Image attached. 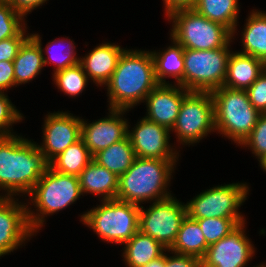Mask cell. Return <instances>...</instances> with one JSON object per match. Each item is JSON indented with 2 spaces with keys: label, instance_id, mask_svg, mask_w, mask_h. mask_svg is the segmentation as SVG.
Here are the masks:
<instances>
[{
  "label": "cell",
  "instance_id": "6da1fadb",
  "mask_svg": "<svg viewBox=\"0 0 266 267\" xmlns=\"http://www.w3.org/2000/svg\"><path fill=\"white\" fill-rule=\"evenodd\" d=\"M17 136L0 137V190L6 197L30 194L49 166L38 144Z\"/></svg>",
  "mask_w": 266,
  "mask_h": 267
},
{
  "label": "cell",
  "instance_id": "7a4b0ae2",
  "mask_svg": "<svg viewBox=\"0 0 266 267\" xmlns=\"http://www.w3.org/2000/svg\"><path fill=\"white\" fill-rule=\"evenodd\" d=\"M152 53L125 50L110 80L105 84L109 96V109L128 111L158 85Z\"/></svg>",
  "mask_w": 266,
  "mask_h": 267
},
{
  "label": "cell",
  "instance_id": "3957f363",
  "mask_svg": "<svg viewBox=\"0 0 266 267\" xmlns=\"http://www.w3.org/2000/svg\"><path fill=\"white\" fill-rule=\"evenodd\" d=\"M176 159L136 157L131 167L119 177L117 199L136 205L171 196L167 191Z\"/></svg>",
  "mask_w": 266,
  "mask_h": 267
},
{
  "label": "cell",
  "instance_id": "277c9868",
  "mask_svg": "<svg viewBox=\"0 0 266 267\" xmlns=\"http://www.w3.org/2000/svg\"><path fill=\"white\" fill-rule=\"evenodd\" d=\"M81 195L79 176L62 174L48 166L29 194L36 210L40 211V214L34 213L27 207V219L31 230L34 233L38 232L37 229L43 226L45 215H52L68 207Z\"/></svg>",
  "mask_w": 266,
  "mask_h": 267
},
{
  "label": "cell",
  "instance_id": "5b68a950",
  "mask_svg": "<svg viewBox=\"0 0 266 267\" xmlns=\"http://www.w3.org/2000/svg\"><path fill=\"white\" fill-rule=\"evenodd\" d=\"M215 129L238 145L250 135L261 113L250 102L246 90L225 86L211 91Z\"/></svg>",
  "mask_w": 266,
  "mask_h": 267
},
{
  "label": "cell",
  "instance_id": "8992f818",
  "mask_svg": "<svg viewBox=\"0 0 266 267\" xmlns=\"http://www.w3.org/2000/svg\"><path fill=\"white\" fill-rule=\"evenodd\" d=\"M167 17L174 23L171 39L184 49L211 50L229 47L232 42L233 35L228 28L200 15L193 8L175 10Z\"/></svg>",
  "mask_w": 266,
  "mask_h": 267
},
{
  "label": "cell",
  "instance_id": "52a82bcc",
  "mask_svg": "<svg viewBox=\"0 0 266 267\" xmlns=\"http://www.w3.org/2000/svg\"><path fill=\"white\" fill-rule=\"evenodd\" d=\"M139 214V205L111 199L81 215V221L99 238L124 245L139 231Z\"/></svg>",
  "mask_w": 266,
  "mask_h": 267
},
{
  "label": "cell",
  "instance_id": "ba28073f",
  "mask_svg": "<svg viewBox=\"0 0 266 267\" xmlns=\"http://www.w3.org/2000/svg\"><path fill=\"white\" fill-rule=\"evenodd\" d=\"M231 52L228 47L211 50L184 49L183 88L211 92L223 86Z\"/></svg>",
  "mask_w": 266,
  "mask_h": 267
},
{
  "label": "cell",
  "instance_id": "9c48e42d",
  "mask_svg": "<svg viewBox=\"0 0 266 267\" xmlns=\"http://www.w3.org/2000/svg\"><path fill=\"white\" fill-rule=\"evenodd\" d=\"M170 131H174L182 144L199 142L215 129L214 101L211 92L191 91L180 107L178 117Z\"/></svg>",
  "mask_w": 266,
  "mask_h": 267
},
{
  "label": "cell",
  "instance_id": "30bf717a",
  "mask_svg": "<svg viewBox=\"0 0 266 267\" xmlns=\"http://www.w3.org/2000/svg\"><path fill=\"white\" fill-rule=\"evenodd\" d=\"M249 188L244 183L219 185L207 189L186 203L191 219L243 218L238 207L247 199Z\"/></svg>",
  "mask_w": 266,
  "mask_h": 267
},
{
  "label": "cell",
  "instance_id": "8fae6325",
  "mask_svg": "<svg viewBox=\"0 0 266 267\" xmlns=\"http://www.w3.org/2000/svg\"><path fill=\"white\" fill-rule=\"evenodd\" d=\"M186 216V204L171 195L153 202L146 211L143 206L140 207L139 231L151 236L169 250Z\"/></svg>",
  "mask_w": 266,
  "mask_h": 267
},
{
  "label": "cell",
  "instance_id": "7c38bea8",
  "mask_svg": "<svg viewBox=\"0 0 266 267\" xmlns=\"http://www.w3.org/2000/svg\"><path fill=\"white\" fill-rule=\"evenodd\" d=\"M244 224L208 246L201 259V267H245L252 259L255 249L245 234Z\"/></svg>",
  "mask_w": 266,
  "mask_h": 267
},
{
  "label": "cell",
  "instance_id": "4fadbf2b",
  "mask_svg": "<svg viewBox=\"0 0 266 267\" xmlns=\"http://www.w3.org/2000/svg\"><path fill=\"white\" fill-rule=\"evenodd\" d=\"M81 125L82 119L67 112L47 114L43 145H38V148L48 163L81 138Z\"/></svg>",
  "mask_w": 266,
  "mask_h": 267
},
{
  "label": "cell",
  "instance_id": "5bb4252c",
  "mask_svg": "<svg viewBox=\"0 0 266 267\" xmlns=\"http://www.w3.org/2000/svg\"><path fill=\"white\" fill-rule=\"evenodd\" d=\"M27 205L13 197H0V254L6 255L18 249L34 235L27 219ZM28 238V239H27Z\"/></svg>",
  "mask_w": 266,
  "mask_h": 267
},
{
  "label": "cell",
  "instance_id": "9a60e30c",
  "mask_svg": "<svg viewBox=\"0 0 266 267\" xmlns=\"http://www.w3.org/2000/svg\"><path fill=\"white\" fill-rule=\"evenodd\" d=\"M170 130L145 117L137 122L133 130L128 129L136 157L151 159H177L179 155L169 144ZM171 146V147H170Z\"/></svg>",
  "mask_w": 266,
  "mask_h": 267
},
{
  "label": "cell",
  "instance_id": "2e32d148",
  "mask_svg": "<svg viewBox=\"0 0 266 267\" xmlns=\"http://www.w3.org/2000/svg\"><path fill=\"white\" fill-rule=\"evenodd\" d=\"M124 112L126 110L109 109L108 117L88 124L82 119L81 138L92 156L127 137L129 125L127 119L122 118Z\"/></svg>",
  "mask_w": 266,
  "mask_h": 267
},
{
  "label": "cell",
  "instance_id": "e0dca14e",
  "mask_svg": "<svg viewBox=\"0 0 266 267\" xmlns=\"http://www.w3.org/2000/svg\"><path fill=\"white\" fill-rule=\"evenodd\" d=\"M191 91L186 90L181 85L158 84L147 96V116L146 119L162 125L169 130L175 124L183 99Z\"/></svg>",
  "mask_w": 266,
  "mask_h": 267
},
{
  "label": "cell",
  "instance_id": "ac0fdd59",
  "mask_svg": "<svg viewBox=\"0 0 266 267\" xmlns=\"http://www.w3.org/2000/svg\"><path fill=\"white\" fill-rule=\"evenodd\" d=\"M124 51L125 49L114 43H102L88 55L80 58L79 63L88 78H91L97 86H102L110 80Z\"/></svg>",
  "mask_w": 266,
  "mask_h": 267
},
{
  "label": "cell",
  "instance_id": "d6986e66",
  "mask_svg": "<svg viewBox=\"0 0 266 267\" xmlns=\"http://www.w3.org/2000/svg\"><path fill=\"white\" fill-rule=\"evenodd\" d=\"M265 69L266 63L263 60L240 52H232L229 56L227 76L223 86L246 90Z\"/></svg>",
  "mask_w": 266,
  "mask_h": 267
},
{
  "label": "cell",
  "instance_id": "ffe728a7",
  "mask_svg": "<svg viewBox=\"0 0 266 267\" xmlns=\"http://www.w3.org/2000/svg\"><path fill=\"white\" fill-rule=\"evenodd\" d=\"M30 35L13 60L15 87L34 79L44 67L41 38L38 34Z\"/></svg>",
  "mask_w": 266,
  "mask_h": 267
},
{
  "label": "cell",
  "instance_id": "44dd1931",
  "mask_svg": "<svg viewBox=\"0 0 266 267\" xmlns=\"http://www.w3.org/2000/svg\"><path fill=\"white\" fill-rule=\"evenodd\" d=\"M80 190L83 193L101 195V201L117 199L119 177L93 159L79 175Z\"/></svg>",
  "mask_w": 266,
  "mask_h": 267
},
{
  "label": "cell",
  "instance_id": "7402d4cb",
  "mask_svg": "<svg viewBox=\"0 0 266 267\" xmlns=\"http://www.w3.org/2000/svg\"><path fill=\"white\" fill-rule=\"evenodd\" d=\"M161 243L138 231L125 243L124 261L129 267H141L161 257L166 252Z\"/></svg>",
  "mask_w": 266,
  "mask_h": 267
},
{
  "label": "cell",
  "instance_id": "603a6c76",
  "mask_svg": "<svg viewBox=\"0 0 266 267\" xmlns=\"http://www.w3.org/2000/svg\"><path fill=\"white\" fill-rule=\"evenodd\" d=\"M208 245L198 222L186 216L178 231L172 247L167 250L171 253L190 255L199 258L204 257Z\"/></svg>",
  "mask_w": 266,
  "mask_h": 267
},
{
  "label": "cell",
  "instance_id": "cb8c5ba5",
  "mask_svg": "<svg viewBox=\"0 0 266 267\" xmlns=\"http://www.w3.org/2000/svg\"><path fill=\"white\" fill-rule=\"evenodd\" d=\"M246 21L241 35L243 51L240 53L254 56L266 63V12L253 10Z\"/></svg>",
  "mask_w": 266,
  "mask_h": 267
},
{
  "label": "cell",
  "instance_id": "d4e9b609",
  "mask_svg": "<svg viewBox=\"0 0 266 267\" xmlns=\"http://www.w3.org/2000/svg\"><path fill=\"white\" fill-rule=\"evenodd\" d=\"M173 44L164 52L151 51L154 59L155 76L159 84H166L165 78L173 77L177 84L183 87L184 48L175 40H173Z\"/></svg>",
  "mask_w": 266,
  "mask_h": 267
},
{
  "label": "cell",
  "instance_id": "484cf974",
  "mask_svg": "<svg viewBox=\"0 0 266 267\" xmlns=\"http://www.w3.org/2000/svg\"><path fill=\"white\" fill-rule=\"evenodd\" d=\"M92 159L120 177L131 167L136 159V154L127 136L125 139L97 152Z\"/></svg>",
  "mask_w": 266,
  "mask_h": 267
},
{
  "label": "cell",
  "instance_id": "4316f807",
  "mask_svg": "<svg viewBox=\"0 0 266 267\" xmlns=\"http://www.w3.org/2000/svg\"><path fill=\"white\" fill-rule=\"evenodd\" d=\"M193 9L207 19L235 34L239 12L238 0H196Z\"/></svg>",
  "mask_w": 266,
  "mask_h": 267
},
{
  "label": "cell",
  "instance_id": "83f0119b",
  "mask_svg": "<svg viewBox=\"0 0 266 267\" xmlns=\"http://www.w3.org/2000/svg\"><path fill=\"white\" fill-rule=\"evenodd\" d=\"M92 158L89 149L80 138L56 156L49 166L59 173L79 176Z\"/></svg>",
  "mask_w": 266,
  "mask_h": 267
},
{
  "label": "cell",
  "instance_id": "f1b7e54d",
  "mask_svg": "<svg viewBox=\"0 0 266 267\" xmlns=\"http://www.w3.org/2000/svg\"><path fill=\"white\" fill-rule=\"evenodd\" d=\"M53 78L55 85L71 97L82 93L89 80L80 63L55 72Z\"/></svg>",
  "mask_w": 266,
  "mask_h": 267
},
{
  "label": "cell",
  "instance_id": "f546056e",
  "mask_svg": "<svg viewBox=\"0 0 266 267\" xmlns=\"http://www.w3.org/2000/svg\"><path fill=\"white\" fill-rule=\"evenodd\" d=\"M194 220L198 222L208 246L230 234L240 224L245 223L244 218H204Z\"/></svg>",
  "mask_w": 266,
  "mask_h": 267
},
{
  "label": "cell",
  "instance_id": "4dcf8cb0",
  "mask_svg": "<svg viewBox=\"0 0 266 267\" xmlns=\"http://www.w3.org/2000/svg\"><path fill=\"white\" fill-rule=\"evenodd\" d=\"M64 42V43H63ZM65 42H67L66 44L67 45V50L68 51H63L62 49V52L61 53H57L55 54L54 50L56 48H59L60 46L62 47V45L64 46ZM73 40L72 41H65L64 39H58V40H53L52 42H48L47 46L45 47L46 49V53L48 54V57H43L44 59V65H47V64H50V63H53L55 64V67L54 68V73L57 72V71H60V70H63L65 68H68V67H71V66H74L76 65L77 63H79L80 61V58H77L75 55V51H74V42ZM57 46V47H56ZM54 47V48H53ZM56 47V48H55Z\"/></svg>",
  "mask_w": 266,
  "mask_h": 267
},
{
  "label": "cell",
  "instance_id": "1f68e13d",
  "mask_svg": "<svg viewBox=\"0 0 266 267\" xmlns=\"http://www.w3.org/2000/svg\"><path fill=\"white\" fill-rule=\"evenodd\" d=\"M24 21L6 1H0V41L19 36L26 30Z\"/></svg>",
  "mask_w": 266,
  "mask_h": 267
},
{
  "label": "cell",
  "instance_id": "d6a6232c",
  "mask_svg": "<svg viewBox=\"0 0 266 267\" xmlns=\"http://www.w3.org/2000/svg\"><path fill=\"white\" fill-rule=\"evenodd\" d=\"M241 145L250 147L260 161L266 155V113L261 114L250 135Z\"/></svg>",
  "mask_w": 266,
  "mask_h": 267
},
{
  "label": "cell",
  "instance_id": "836d02e7",
  "mask_svg": "<svg viewBox=\"0 0 266 267\" xmlns=\"http://www.w3.org/2000/svg\"><path fill=\"white\" fill-rule=\"evenodd\" d=\"M22 114L16 107L9 101L4 92H0V137L13 135L11 133L12 124L22 121Z\"/></svg>",
  "mask_w": 266,
  "mask_h": 267
},
{
  "label": "cell",
  "instance_id": "e575fe53",
  "mask_svg": "<svg viewBox=\"0 0 266 267\" xmlns=\"http://www.w3.org/2000/svg\"><path fill=\"white\" fill-rule=\"evenodd\" d=\"M246 92L255 109L261 114L266 113V69L253 84L246 89Z\"/></svg>",
  "mask_w": 266,
  "mask_h": 267
},
{
  "label": "cell",
  "instance_id": "d590c367",
  "mask_svg": "<svg viewBox=\"0 0 266 267\" xmlns=\"http://www.w3.org/2000/svg\"><path fill=\"white\" fill-rule=\"evenodd\" d=\"M24 30L19 36L11 37L0 41V61H13L18 54L20 47L31 36L25 35Z\"/></svg>",
  "mask_w": 266,
  "mask_h": 267
},
{
  "label": "cell",
  "instance_id": "8d00e7d4",
  "mask_svg": "<svg viewBox=\"0 0 266 267\" xmlns=\"http://www.w3.org/2000/svg\"><path fill=\"white\" fill-rule=\"evenodd\" d=\"M173 254L169 257L165 254V267H201V260L195 256Z\"/></svg>",
  "mask_w": 266,
  "mask_h": 267
},
{
  "label": "cell",
  "instance_id": "74e56055",
  "mask_svg": "<svg viewBox=\"0 0 266 267\" xmlns=\"http://www.w3.org/2000/svg\"><path fill=\"white\" fill-rule=\"evenodd\" d=\"M15 86L13 61H0V92Z\"/></svg>",
  "mask_w": 266,
  "mask_h": 267
},
{
  "label": "cell",
  "instance_id": "f35d334b",
  "mask_svg": "<svg viewBox=\"0 0 266 267\" xmlns=\"http://www.w3.org/2000/svg\"><path fill=\"white\" fill-rule=\"evenodd\" d=\"M47 0H7L6 2L13 8V10L24 16L31 12L33 9L43 5Z\"/></svg>",
  "mask_w": 266,
  "mask_h": 267
},
{
  "label": "cell",
  "instance_id": "ab89813d",
  "mask_svg": "<svg viewBox=\"0 0 266 267\" xmlns=\"http://www.w3.org/2000/svg\"><path fill=\"white\" fill-rule=\"evenodd\" d=\"M165 4V11L167 16L179 9H188V8H193L196 0H163Z\"/></svg>",
  "mask_w": 266,
  "mask_h": 267
},
{
  "label": "cell",
  "instance_id": "60d3db41",
  "mask_svg": "<svg viewBox=\"0 0 266 267\" xmlns=\"http://www.w3.org/2000/svg\"><path fill=\"white\" fill-rule=\"evenodd\" d=\"M141 267H165V253L161 257H158Z\"/></svg>",
  "mask_w": 266,
  "mask_h": 267
},
{
  "label": "cell",
  "instance_id": "b9f144b4",
  "mask_svg": "<svg viewBox=\"0 0 266 267\" xmlns=\"http://www.w3.org/2000/svg\"><path fill=\"white\" fill-rule=\"evenodd\" d=\"M261 168L266 171V155L259 161Z\"/></svg>",
  "mask_w": 266,
  "mask_h": 267
},
{
  "label": "cell",
  "instance_id": "7bdbcfd3",
  "mask_svg": "<svg viewBox=\"0 0 266 267\" xmlns=\"http://www.w3.org/2000/svg\"><path fill=\"white\" fill-rule=\"evenodd\" d=\"M256 267H266V265L261 264V265H258V266H256Z\"/></svg>",
  "mask_w": 266,
  "mask_h": 267
}]
</instances>
